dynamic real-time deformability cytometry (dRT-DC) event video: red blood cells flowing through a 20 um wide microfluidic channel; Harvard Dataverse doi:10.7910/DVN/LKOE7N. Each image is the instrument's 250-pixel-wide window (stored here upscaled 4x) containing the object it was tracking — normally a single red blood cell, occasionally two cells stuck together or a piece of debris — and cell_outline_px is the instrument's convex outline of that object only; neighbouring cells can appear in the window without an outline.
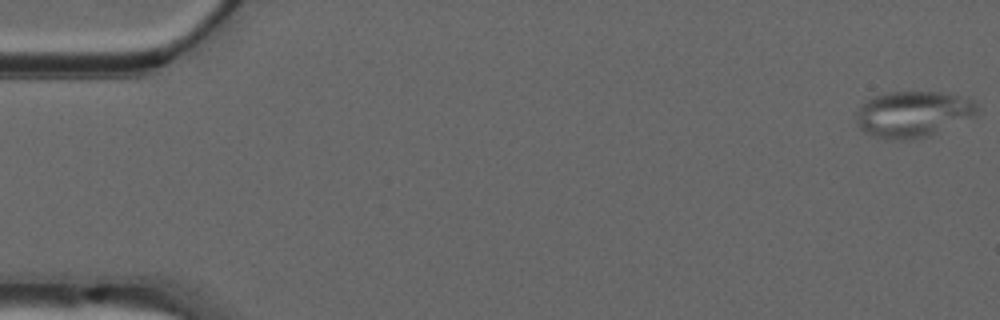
{"species": "common noctule bat (a hibernating species)", "species_latin": "Nyctalus noctula", "temperature_condition": "warm", "stored_images_in_passage": 41, "segment_of_instrument_passage": [1, 2], "camera_frame_rate_fps": 3000, "um_per_image_px": 0.085, "animal": {"sex": "male", "forearm_length_mm": 52.5}, "frame": {"image": 1, "passage_image": 1, "time_ms": 0.0, "image_size_px": [1000, 320], "cell_outline_px": [[980, 108], [972, 116], [928, 136], [912, 140], [884, 140], [872, 136], [864, 132], [860, 128], [856, 120], [856, 112], [860, 104], [876, 96], [892, 92], [940, 92], [968, 96]], "centroid_in_image_um": [77.57, 9.7], "position_along_channel_um": 7.4, "area_um2": 32.54}}